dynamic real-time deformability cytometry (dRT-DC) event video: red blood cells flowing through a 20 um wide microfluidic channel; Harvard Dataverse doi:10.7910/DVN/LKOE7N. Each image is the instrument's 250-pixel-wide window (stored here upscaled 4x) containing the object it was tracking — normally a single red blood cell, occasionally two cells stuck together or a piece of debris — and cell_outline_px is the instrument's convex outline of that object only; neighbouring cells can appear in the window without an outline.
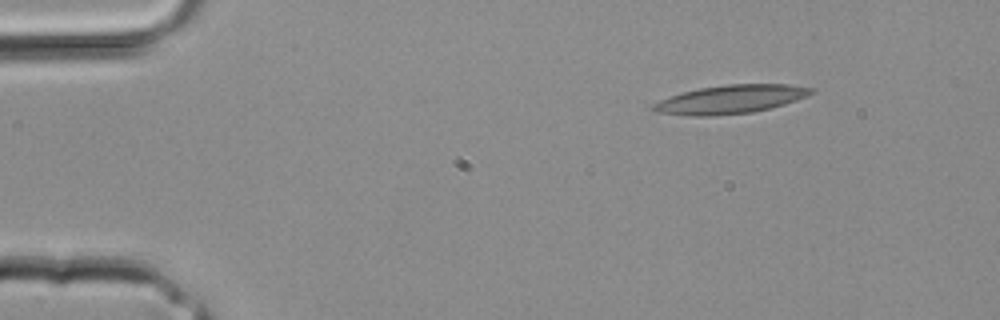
{"species": "common noctule bat (a hibernating species)", "species_latin": "Nyctalus noctula", "temperature_condition": "room temperature", "stored_images_in_passage": 2, "camera_frame_rate_fps": 3000, "um_per_image_px": 0.085, "animal": {"sex": "male", "body_mass_g": 20.4}, "frame": {"image": 1, "passage_image": 1, "time_ms": 0.0, "image_size_px": [1000, 320], "cell_outline_px": [[816, 92], [808, 96], [784, 104], [752, 112], [712, 116], [692, 116], [656, 112], [652, 108], [652, 104], [660, 100], [684, 92], [700, 88], [728, 84], [788, 84], [812, 88]], "centroid_in_image_um": [62.12, 8.44], "position_along_channel_um": 22.9, "area_um2": 26.01}}